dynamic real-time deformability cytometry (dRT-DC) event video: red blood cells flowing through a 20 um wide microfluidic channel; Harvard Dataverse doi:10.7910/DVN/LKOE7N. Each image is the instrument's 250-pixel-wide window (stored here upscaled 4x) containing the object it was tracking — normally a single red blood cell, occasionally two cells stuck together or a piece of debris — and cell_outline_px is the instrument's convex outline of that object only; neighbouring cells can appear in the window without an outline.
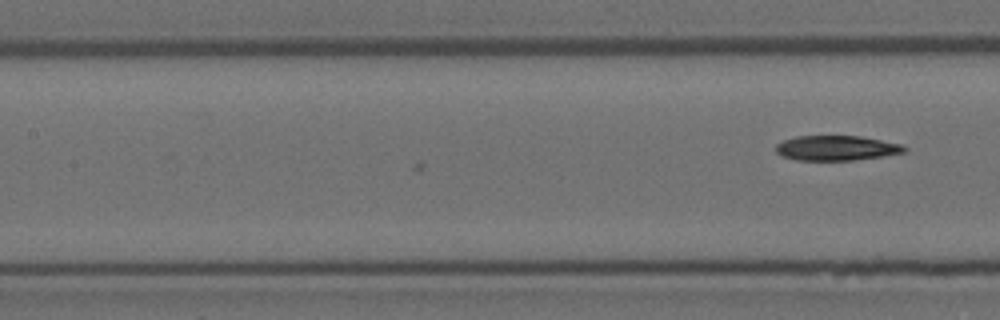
{"species": "Egyptian fruit bat (a non-hibernating species)", "species_latin": "Rousettus aegyptiacus", "temperature_condition": "room temperature", "stored_images_in_passage": 9, "camera_frame_rate_fps": 3000, "um_per_image_px": 0.085, "animal": {"sex": "female"}, "frame": {"image": 1, "passage_image": 9, "time_ms": 2.667, "image_size_px": [1000, 320], "cell_outline_px": [[908, 148], [904, 152], [880, 156], [852, 160], [796, 160], [780, 156], [776, 152], [776, 144], [784, 140], [796, 136], [860, 136], [900, 144]], "centroid_in_image_um": [71.04, 12.58], "position_along_channel_um": 136.4, "area_um2": 18.5}}